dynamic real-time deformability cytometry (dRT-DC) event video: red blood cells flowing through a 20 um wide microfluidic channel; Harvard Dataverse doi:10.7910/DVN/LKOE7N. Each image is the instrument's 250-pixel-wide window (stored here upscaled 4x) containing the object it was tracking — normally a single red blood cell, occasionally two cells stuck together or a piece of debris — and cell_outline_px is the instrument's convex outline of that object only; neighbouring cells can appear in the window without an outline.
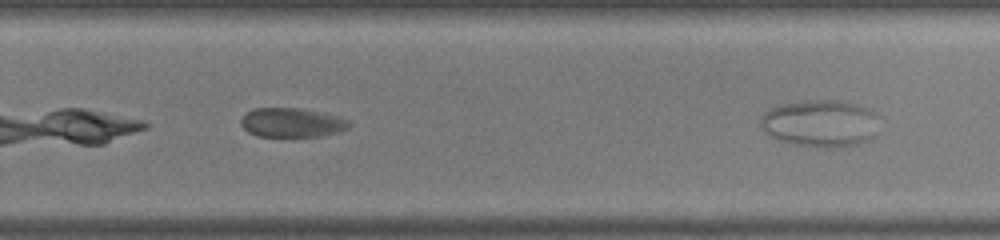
{"species": "common noctule bat (a hibernating species)", "species_latin": "Nyctalus noctula", "temperature_condition": "warm", "stored_images_in_passage": 28, "camera_frame_rate_fps": 3000, "um_per_image_px": 0.085, "animal": {"sex": "male", "body_mass_g": 19.0, "forearm_length_mm": 50.8}, "frame": {"image": 1, "passage_image": 20, "time_ms": 6.333, "image_size_px": [1000, 240], "cell_outline_px": [[352, 124], [348, 128], [340, 132], [320, 136], [256, 136], [248, 132], [240, 124], [240, 120], [248, 112], [256, 108], [300, 108], [336, 116], [348, 120]], "centroid_in_image_um": [24.81, 10.43], "position_along_channel_um": 305.0, "area_um2": 18.26}}